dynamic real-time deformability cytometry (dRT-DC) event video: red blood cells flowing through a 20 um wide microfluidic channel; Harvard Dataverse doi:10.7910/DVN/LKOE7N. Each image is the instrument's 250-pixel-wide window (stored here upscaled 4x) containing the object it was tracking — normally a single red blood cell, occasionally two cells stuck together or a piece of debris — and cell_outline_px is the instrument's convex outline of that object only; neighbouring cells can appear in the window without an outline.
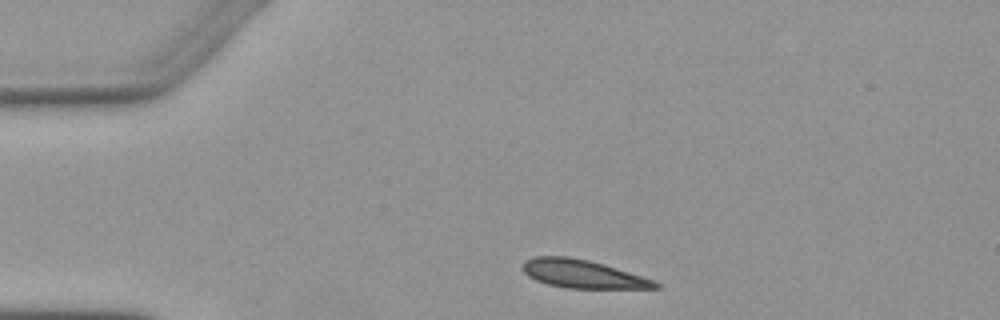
{"species": "Egyptian fruit bat (a non-hibernating species)", "species_latin": "Rousettus aegyptiacus", "temperature_condition": "warm", "stored_images_in_passage": 2, "camera_frame_rate_fps": 3000, "um_per_image_px": 0.085, "animal": {"sex": "female"}, "frame": {"image": 1, "passage_image": 1, "time_ms": 0.0, "image_size_px": [1000, 320], "cell_outline_px": [[660, 288], [568, 288], [548, 284], [536, 280], [528, 276], [524, 272], [524, 260], [536, 256], [568, 256], [588, 260], [604, 264], [656, 280], [660, 284]], "centroid_in_image_um": [49.56, 23.28], "position_along_channel_um": 35.4, "area_um2": 21.73}}
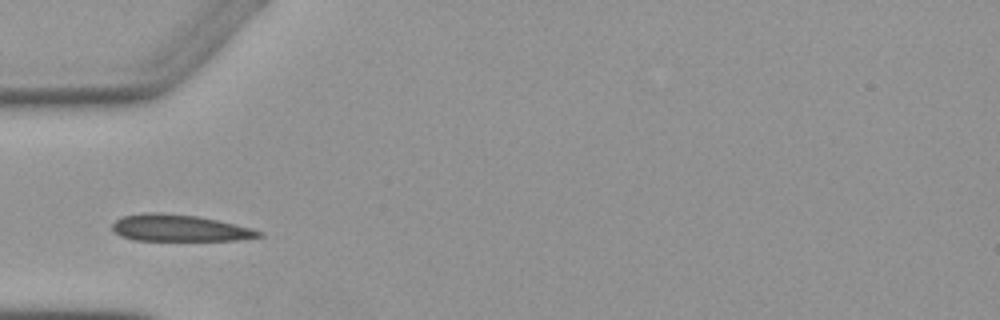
{"frame": {"image": 2, "passage_image": 2, "time_ms": 2.0, "image_size_px": [1000, 320], "cell_outline_px": [[264, 236], [240, 240], [132, 240], [120, 236], [112, 232], [112, 224], [116, 220], [124, 216], [144, 212], [160, 212], [196, 216], [216, 220], [252, 228], [264, 232]], "centroid_in_image_um": [15.24, 19.39], "position_along_channel_um": 69.8, "area_um2": 22.89}}